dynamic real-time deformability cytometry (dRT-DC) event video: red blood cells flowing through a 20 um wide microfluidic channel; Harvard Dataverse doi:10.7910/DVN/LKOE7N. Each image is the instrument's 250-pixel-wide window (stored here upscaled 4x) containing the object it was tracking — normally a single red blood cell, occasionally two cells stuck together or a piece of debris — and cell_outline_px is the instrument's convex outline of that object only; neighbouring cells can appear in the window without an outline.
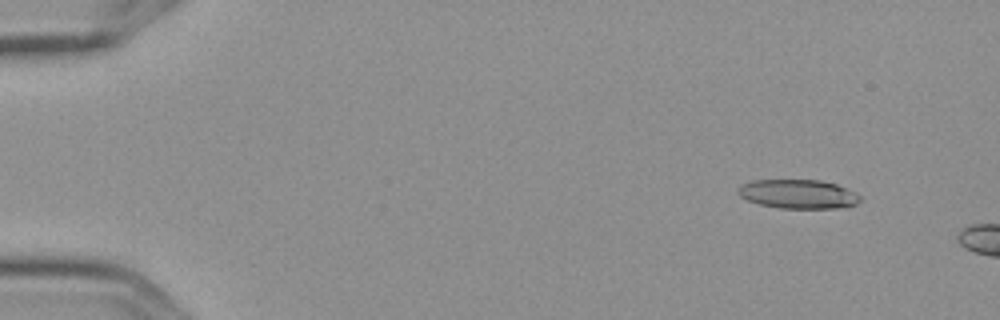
{"species": "Egyptian fruit bat (a non-hibernating species)", "species_latin": "Rousettus aegyptiacus", "temperature_condition": "cold", "stored_images_in_passage": 3, "camera_frame_rate_fps": 3000, "um_per_image_px": 0.085, "frame": {"image": 1, "passage_image": 1, "time_ms": 0.0, "image_size_px": [1000, 320], "cell_outline_px": [[860, 200], [856, 204], [848, 208], [780, 208], [760, 204], [748, 200], [740, 196], [736, 192], [736, 188], [740, 184], [752, 180], [820, 180], [836, 184], [860, 196]], "centroid_in_image_um": [67.8, 16.49], "position_along_channel_um": 17.2, "area_um2": 20.69}}